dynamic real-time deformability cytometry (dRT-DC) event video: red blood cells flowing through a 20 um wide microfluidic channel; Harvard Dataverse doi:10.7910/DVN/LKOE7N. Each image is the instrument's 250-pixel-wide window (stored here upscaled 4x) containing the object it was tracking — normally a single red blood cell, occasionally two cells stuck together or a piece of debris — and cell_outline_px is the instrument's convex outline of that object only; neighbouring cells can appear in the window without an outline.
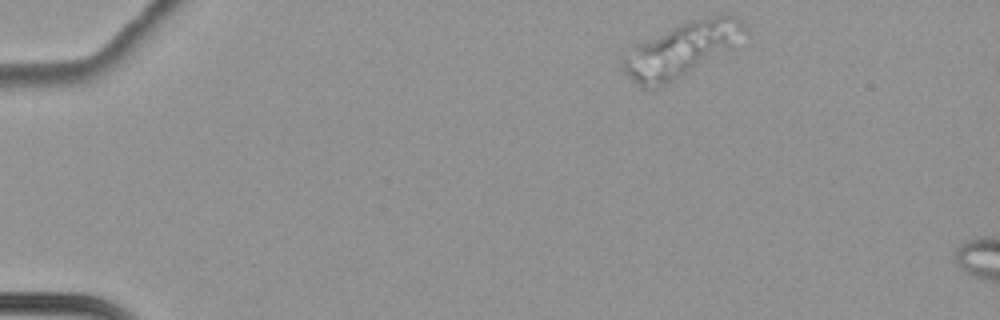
{"species": "common noctule bat (a hibernating species)", "species_latin": "Nyctalus noctula", "temperature_condition": "cold", "stored_images_in_passage": 10, "camera_frame_rate_fps": 3000, "um_per_image_px": 0.085, "animal": {"sex": "female", "body_mass_g": 22.7, "forearm_length_mm": 54.2}, "frame": {"image": 1, "passage_image": 1, "time_ms": 0.0, "image_size_px": [1000, 320], "cell_outline_px": [[744, 28], [732, 48], [680, 76], [656, 88], [640, 88], [620, 68], [624, 60], [644, 40], [680, 24], [696, 20], [716, 16], [736, 16], [744, 24]], "centroid_in_image_um": [57.88, 4.25], "position_along_channel_um": 27.1, "area_um2": 36.24}}